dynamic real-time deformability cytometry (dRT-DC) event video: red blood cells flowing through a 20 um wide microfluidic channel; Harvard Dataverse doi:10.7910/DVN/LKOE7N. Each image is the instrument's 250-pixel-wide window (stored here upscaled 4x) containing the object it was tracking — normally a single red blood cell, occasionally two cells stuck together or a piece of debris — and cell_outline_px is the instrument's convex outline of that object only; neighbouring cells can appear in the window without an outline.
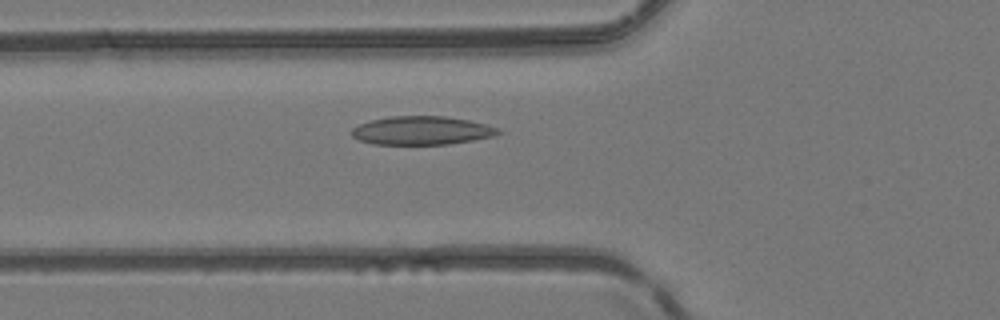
{"species": "common noctule bat (a hibernating species)", "species_latin": "Nyctalus noctula", "temperature_condition": "room temperature", "stored_images_in_passage": 43, "camera_frame_rate_fps": 3000, "um_per_image_px": 0.085, "animal": {"sex": "female", "body_mass_g": 24.6, "forearm_length_mm": 56.2}, "frame": {"image": 1, "passage_image": 15, "time_ms": 4.667, "image_size_px": [1000, 320], "cell_outline_px": [[504, 132], [496, 136], [448, 144], [372, 144], [360, 140], [352, 136], [352, 128], [360, 124], [372, 120], [392, 116], [444, 116], [468, 120], [488, 124], [500, 128]], "centroid_in_image_um": [35.92, 11.09], "position_along_channel_um": 89.9, "area_um2": 24.39}}
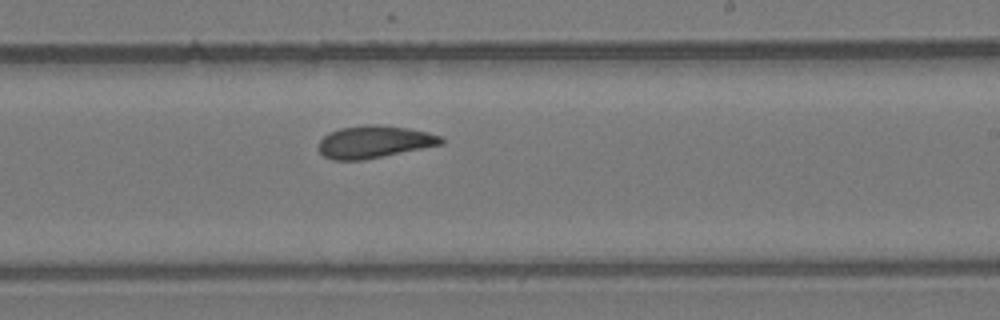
{"frame": {"image": 2, "passage_image": 27, "time_ms": 8.667, "image_size_px": [1000, 320], "cell_outline_px": [[444, 144], [364, 160], [332, 160], [324, 156], [316, 148], [316, 144], [328, 132], [340, 128], [364, 124], [376, 124], [408, 128], [428, 132], [440, 136], [444, 140]], "centroid_in_image_um": [31.77, 12.05], "position_along_channel_um": 257.2, "area_um2": 23.41}}
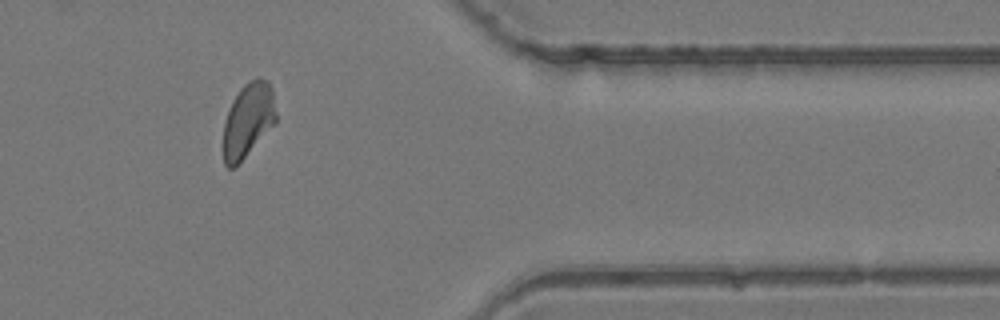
{"frame": {"image": 3, "passage_image": 38, "time_ms": 12.333, "image_size_px": [1000, 320], "cell_outline_px": [[276, 124], [232, 168], [228, 168], [224, 164], [224, 120], [232, 100], [240, 88], [244, 84], [256, 76], [260, 76], [268, 80], [272, 88], [276, 112]], "centroid_in_image_um": [21.1, 10.14], "position_along_channel_um": 390.3, "area_um2": 22.83}}